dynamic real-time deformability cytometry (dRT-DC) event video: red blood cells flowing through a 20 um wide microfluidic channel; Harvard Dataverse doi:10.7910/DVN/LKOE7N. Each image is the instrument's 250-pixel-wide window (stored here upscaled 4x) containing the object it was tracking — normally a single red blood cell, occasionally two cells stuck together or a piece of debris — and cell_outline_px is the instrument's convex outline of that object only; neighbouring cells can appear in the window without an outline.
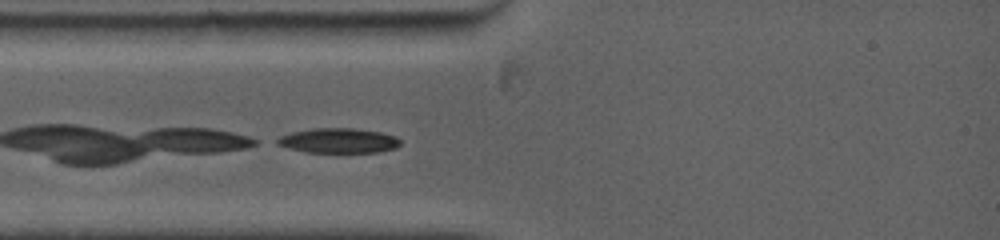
{"species": "common noctule bat (a hibernating species)", "species_latin": "Nyctalus noctula", "temperature_condition": "warm", "stored_images_in_passage": 41, "camera_frame_rate_fps": 5000, "um_per_image_px": 0.085, "animal": {"sex": "female", "body_mass_g": 19.0, "forearm_length_mm": 53.3}, "frame": {"image": 1, "passage_image": 2, "time_ms": 0.2, "image_size_px": [1000, 240], "cell_outline_px": [[400, 144], [396, 148], [376, 152], [304, 152], [276, 144], [272, 140], [280, 136], [292, 132], [312, 128], [352, 128], [380, 132], [396, 136], [400, 140]], "centroid_in_image_um": [28.73, 11.95], "position_along_channel_um": 56.3, "area_um2": 17.86}}
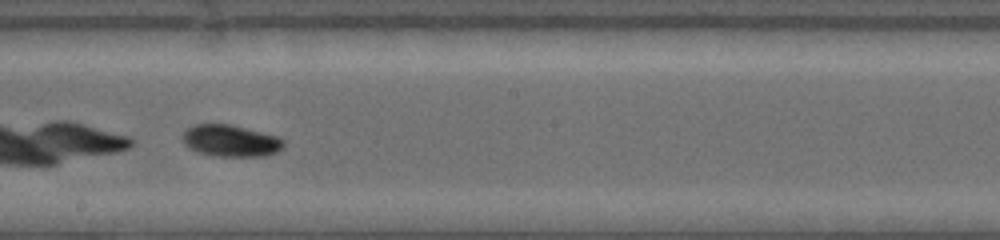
{"frame": {"image": 2, "passage_image": 20, "time_ms": 4.6, "image_size_px": [1000, 240], "cell_outline_px": [[284, 148], [276, 152], [264, 156], [216, 156], [196, 152], [188, 148], [180, 140], [180, 136], [188, 128], [196, 124], [228, 124], [276, 136], [284, 140]], "centroid_in_image_um": [19.55, 11.98], "position_along_channel_um": 228.7, "area_um2": 18.73}}
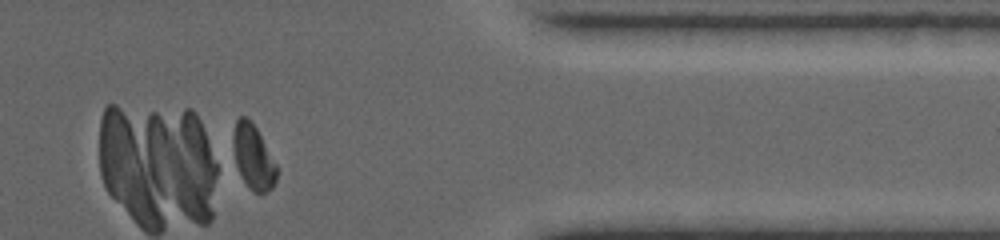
{"frame": {"image": 3, "passage_image": 41, "time_ms": 9.2, "image_size_px": [1000, 240], "cell_outline_px": [[276, 180], [272, 188], [264, 192], [252, 192], [248, 188], [232, 164], [232, 132], [236, 120], [240, 116], [244, 116], [256, 128], [276, 164]], "centroid_in_image_um": [21.44, 13.37], "position_along_channel_um": 390.0, "area_um2": 16.7}}